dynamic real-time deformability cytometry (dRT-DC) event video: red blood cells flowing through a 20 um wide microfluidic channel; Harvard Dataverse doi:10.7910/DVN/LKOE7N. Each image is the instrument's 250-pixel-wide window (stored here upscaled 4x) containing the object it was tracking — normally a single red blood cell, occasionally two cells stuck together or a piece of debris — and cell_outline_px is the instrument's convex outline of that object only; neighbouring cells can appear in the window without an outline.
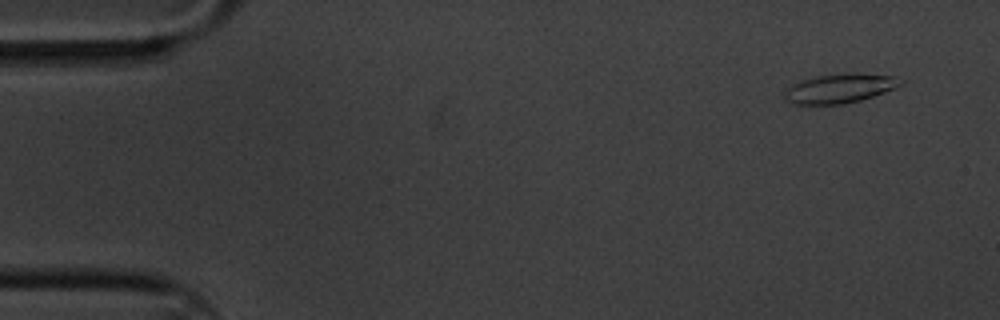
{"species": "common noctule bat (a hibernating species)", "species_latin": "Nyctalus noctula", "temperature_condition": "cold", "stored_images_in_passage": 5, "camera_frame_rate_fps": 3000, "um_per_image_px": 0.085, "animal": {"sex": "male", "body_mass_g": 20.1, "forearm_length_mm": 53.5}, "frame": {"image": 1, "passage_image": 1, "time_ms": 0.0, "image_size_px": [1000, 320], "cell_outline_px": [[904, 84], [896, 88], [860, 100], [844, 104], [796, 104], [784, 100], [784, 92], [792, 84], [800, 80], [816, 76], [848, 72], [896, 76], [904, 80]], "centroid_in_image_um": [71.4, 7.5], "position_along_channel_um": 13.6, "area_um2": 20.0}}